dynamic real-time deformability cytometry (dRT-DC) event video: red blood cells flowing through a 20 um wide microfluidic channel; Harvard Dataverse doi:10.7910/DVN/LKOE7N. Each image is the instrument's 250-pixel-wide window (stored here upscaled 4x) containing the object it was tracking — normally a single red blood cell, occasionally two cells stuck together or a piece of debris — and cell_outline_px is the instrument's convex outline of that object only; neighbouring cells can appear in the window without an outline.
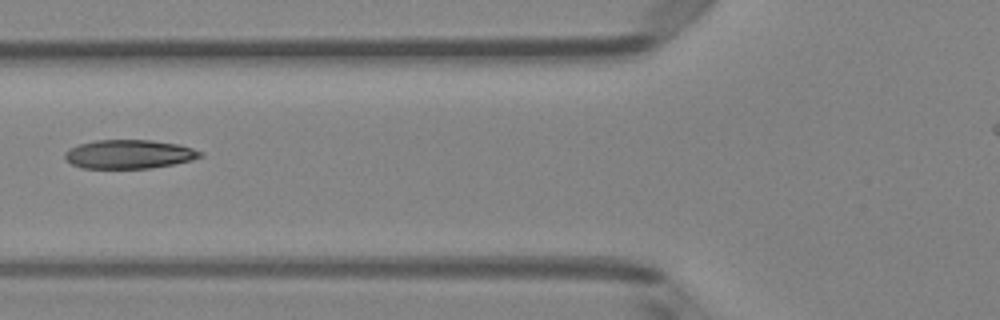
{"species": "Egyptian fruit bat (a non-hibernating species)", "species_latin": "Rousettus aegyptiacus", "temperature_condition": "room temperature", "stored_images_in_passage": 6, "camera_frame_rate_fps": 3000, "um_per_image_px": 0.085, "animal": {"sex": "female"}, "frame": {"image": 1, "passage_image": 6, "time_ms": 1.667, "image_size_px": [1000, 320], "cell_outline_px": [[204, 156], [192, 160], [172, 164], [148, 168], [80, 168], [64, 160], [64, 152], [68, 148], [80, 144], [96, 140], [152, 140], [180, 144], [204, 152]], "centroid_in_image_um": [10.97, 13.1], "position_along_channel_um": 114.8, "area_um2": 22.95}}